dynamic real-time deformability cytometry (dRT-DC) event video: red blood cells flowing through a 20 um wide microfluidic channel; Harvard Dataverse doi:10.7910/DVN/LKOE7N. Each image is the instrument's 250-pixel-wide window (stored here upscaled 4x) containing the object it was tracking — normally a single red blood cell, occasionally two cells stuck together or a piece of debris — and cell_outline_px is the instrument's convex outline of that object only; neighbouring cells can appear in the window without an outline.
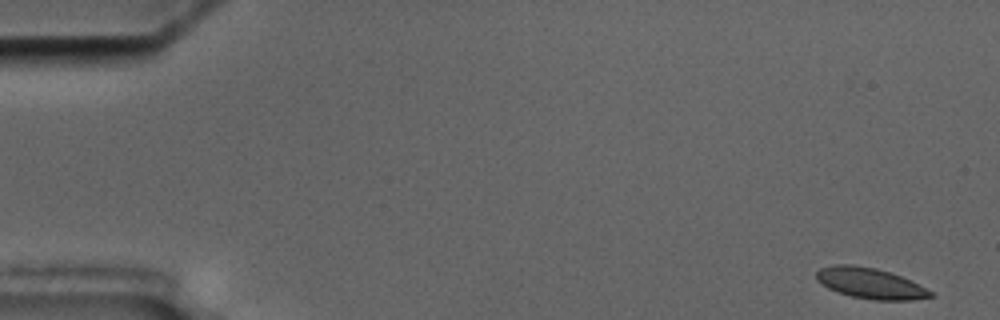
{"species": "common noctule bat (a hibernating species)", "species_latin": "Nyctalus noctula", "temperature_condition": "cold", "stored_images_in_passage": 2, "camera_frame_rate_fps": 3000, "um_per_image_px": 0.085, "animal": {"sex": "male", "body_mass_g": 17.5, "forearm_length_mm": 52.3}, "frame": {"image": 1, "passage_image": 1, "time_ms": 0.0, "image_size_px": [1000, 320], "cell_outline_px": [[936, 296], [912, 300], [872, 300], [852, 296], [836, 292], [828, 288], [816, 280], [816, 272], [820, 268], [832, 264], [852, 264], [876, 268], [900, 276], [932, 292]], "centroid_in_image_um": [73.91, 24.08], "position_along_channel_um": 11.1, "area_um2": 20.35}}